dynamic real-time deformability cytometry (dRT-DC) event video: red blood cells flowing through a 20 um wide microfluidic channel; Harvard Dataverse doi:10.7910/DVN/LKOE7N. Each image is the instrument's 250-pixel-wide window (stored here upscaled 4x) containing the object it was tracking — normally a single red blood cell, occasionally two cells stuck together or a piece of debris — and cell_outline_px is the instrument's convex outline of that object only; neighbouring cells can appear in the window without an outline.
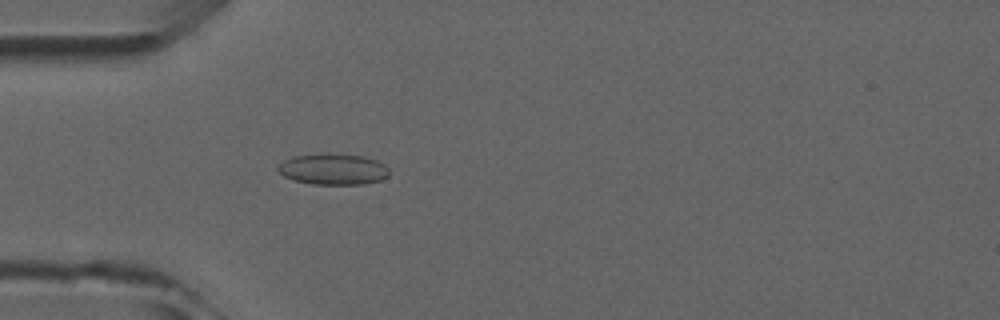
{"species": "common noctule bat (a hibernating species)", "species_latin": "Nyctalus noctula", "temperature_condition": "room temperature", "stored_images_in_passage": 5, "camera_frame_rate_fps": 3000, "um_per_image_px": 0.085, "animal": {"sex": "male", "forearm_length_mm": 52.5}, "frame": {"image": 1, "passage_image": 5, "time_ms": 4.667, "image_size_px": [1000, 320], "cell_outline_px": [[388, 176], [380, 180], [364, 184], [312, 184], [292, 180], [284, 176], [276, 168], [284, 160], [292, 156], [324, 152], [328, 152], [364, 156], [376, 160], [384, 164], [388, 168]], "centroid_in_image_um": [28.3, 14.36], "position_along_channel_um": 56.7, "area_um2": 20.46}}